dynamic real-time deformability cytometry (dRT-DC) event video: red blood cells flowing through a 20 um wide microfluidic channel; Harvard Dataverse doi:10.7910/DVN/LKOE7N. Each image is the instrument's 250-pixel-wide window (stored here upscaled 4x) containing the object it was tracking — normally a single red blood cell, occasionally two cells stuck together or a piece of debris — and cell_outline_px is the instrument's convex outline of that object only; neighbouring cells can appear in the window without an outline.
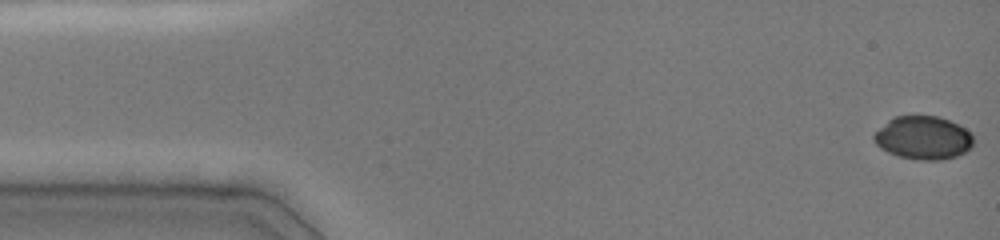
{"species": "common noctule bat (a hibernating species)", "species_latin": "Nyctalus noctula", "temperature_condition": "cold", "stored_images_in_passage": 48, "camera_frame_rate_fps": 3000, "um_per_image_px": 0.085, "animal": {"sex": "female", "body_mass_g": 19.0, "forearm_length_mm": 51.5}, "frame": {"image": 1, "passage_image": 1, "time_ms": 0.0, "image_size_px": [1000, 240], "cell_outline_px": [[972, 148], [956, 156], [940, 160], [920, 160], [900, 156], [888, 152], [880, 148], [876, 144], [872, 136], [888, 120], [896, 116], [940, 116], [972, 132]], "centroid_in_image_um": [78.48, 11.71], "position_along_channel_um": 6.5, "area_um2": 24.91}}
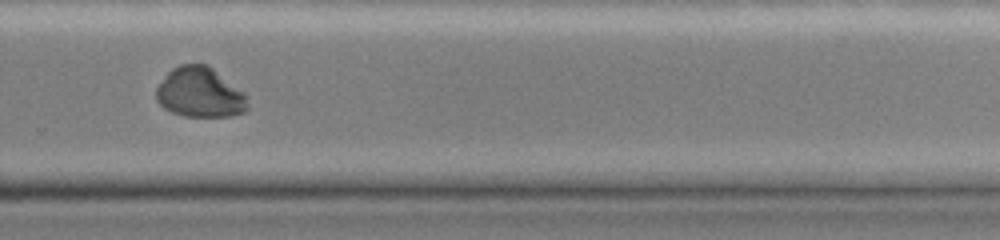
{"frame": {"image": 2, "passage_image": 33, "time_ms": 10.667, "image_size_px": [1000, 240], "cell_outline_px": [[248, 108], [244, 112], [232, 116], [184, 116], [172, 112], [164, 108], [156, 100], [156, 88], [168, 72], [172, 68], [180, 64], [208, 64], [244, 92]], "centroid_in_image_um": [16.99, 7.86], "position_along_channel_um": 312.8, "area_um2": 26.65}}
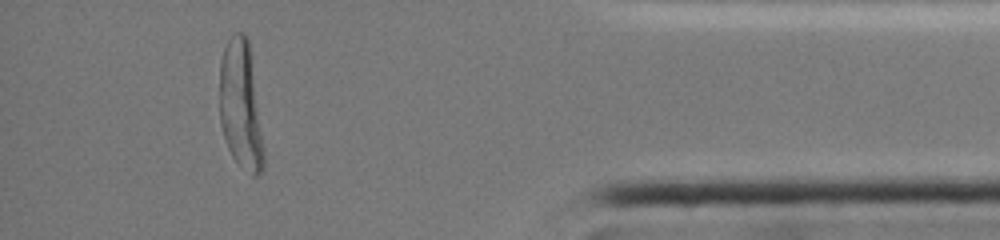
{"frame": {"image": 3, "passage_image": 43, "time_ms": 14.0, "image_size_px": [1000, 240], "cell_outline_px": [[264, 168], [256, 176], [252, 176], [232, 156], [228, 148], [220, 124], [220, 60], [224, 48], [232, 32], [244, 32], [248, 40], [264, 148]], "centroid_in_image_um": [20.45, 8.96], "position_along_channel_um": 414.8, "area_um2": 32.71}, "authors_computed_cell_mechanics": {"area_um2": 28.5821, "velocity_mm_per_s": 4.0166, "shape_relaxation_time_tau1_ms": 4.7641, "shape_relaxation_time_tau2_ms": null, "deformation_change_tau1": 0.2482, "deformation_change_tau2": null}}